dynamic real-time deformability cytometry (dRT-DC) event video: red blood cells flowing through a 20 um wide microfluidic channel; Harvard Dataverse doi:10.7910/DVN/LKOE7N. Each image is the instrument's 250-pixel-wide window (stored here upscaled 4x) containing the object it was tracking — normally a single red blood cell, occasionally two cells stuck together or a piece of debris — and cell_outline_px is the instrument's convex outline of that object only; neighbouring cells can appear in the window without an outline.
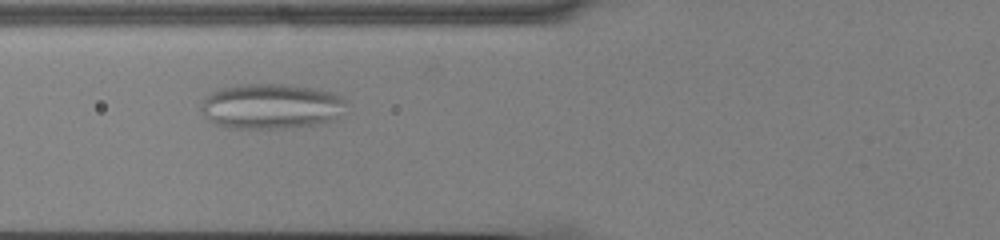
{"species": "common noctule bat (a hibernating species)", "species_latin": "Nyctalus noctula", "temperature_condition": "cold", "stored_images_in_passage": 50, "camera_frame_rate_fps": 3000, "um_per_image_px": 0.085, "animal": {"sex": "male", "body_mass_g": 13.0, "forearm_length_mm": 53.1}, "frame": {"image": 1, "passage_image": 15, "time_ms": 4.667, "image_size_px": [1000, 240], "cell_outline_px": [[344, 104], [336, 120], [320, 124], [284, 128], [220, 128], [204, 116], [200, 108], [200, 104], [212, 92], [220, 88], [240, 84], [284, 84], [312, 88], [332, 92], [340, 96], [344, 100]], "centroid_in_image_um": [23.0, 9.04], "position_along_channel_um": 102.8, "area_um2": 38.38}}
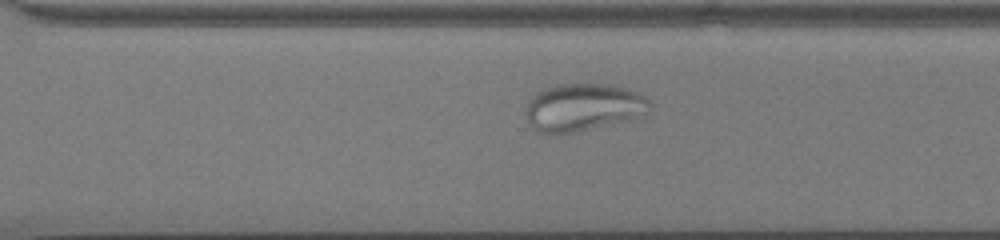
{"frame": {"image": 2, "passage_image": 33, "time_ms": 10.667, "image_size_px": [1000, 240], "cell_outline_px": [[652, 108], [648, 112], [624, 120], [572, 132], [540, 132], [532, 128], [528, 124], [524, 112], [524, 108], [528, 100], [536, 92], [544, 88], [556, 84], [608, 84], [628, 88], [644, 96], [652, 104]], "centroid_in_image_um": [49.51, 9.08], "position_along_channel_um": 321.1, "area_um2": 34.1}}
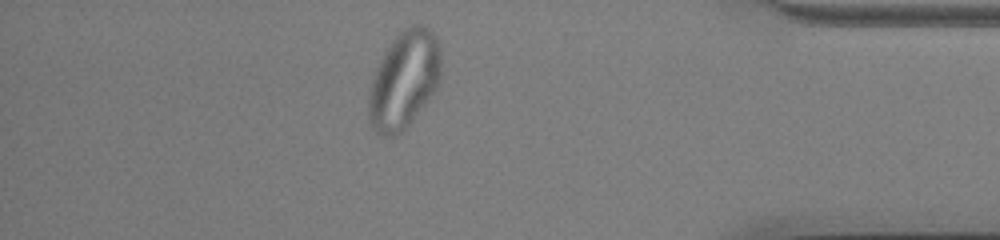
{"frame": {"image": 3, "passage_image": 42, "time_ms": 13.667, "image_size_px": [1000, 240], "cell_outline_px": [[440, 84], [412, 120], [396, 136], [384, 136], [376, 132], [372, 128], [368, 116], [368, 96], [376, 68], [384, 52], [392, 40], [404, 28], [412, 24], [424, 24], [436, 36], [440, 44]], "centroid_in_image_um": [34.35, 6.77], "position_along_channel_um": 400.8, "area_um2": 41.1}}